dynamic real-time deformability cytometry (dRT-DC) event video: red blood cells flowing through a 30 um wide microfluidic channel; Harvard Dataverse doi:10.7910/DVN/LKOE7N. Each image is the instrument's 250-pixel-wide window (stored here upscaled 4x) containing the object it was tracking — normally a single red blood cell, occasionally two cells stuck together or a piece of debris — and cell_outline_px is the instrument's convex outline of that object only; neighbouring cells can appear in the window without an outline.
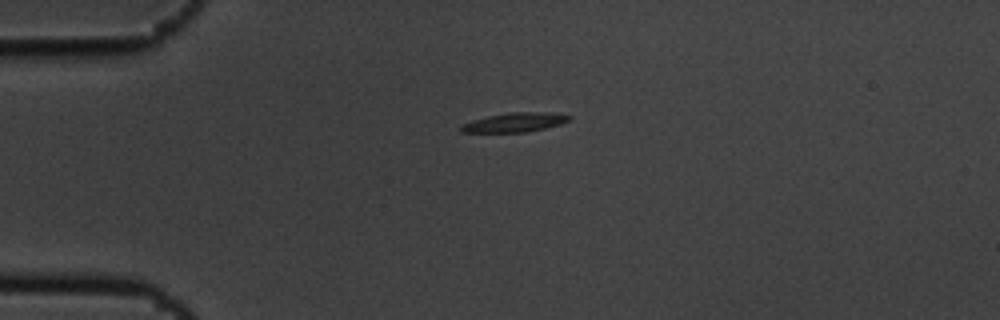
{"species": "common noctule bat (a hibernating species)", "species_latin": "Nyctalus noctula", "temperature_condition": "cold", "stored_images_in_passage": 3, "camera_frame_rate_fps": 3000, "um_per_image_px": 0.085, "animal": {"sex": "male", "body_mass_g": 19.5, "forearm_length_mm": 54.6}, "frame": {"image": 1, "passage_image": 1, "time_ms": 0.0, "image_size_px": [1000, 320], "cell_outline_px": [[572, 120], [560, 124], [544, 128], [524, 132], [460, 132], [460, 124], [472, 120], [488, 116], [508, 112], [556, 112], [572, 116]], "centroid_in_image_um": [43.78, 10.38], "position_along_channel_um": 41.2, "area_um2": 12.25}}
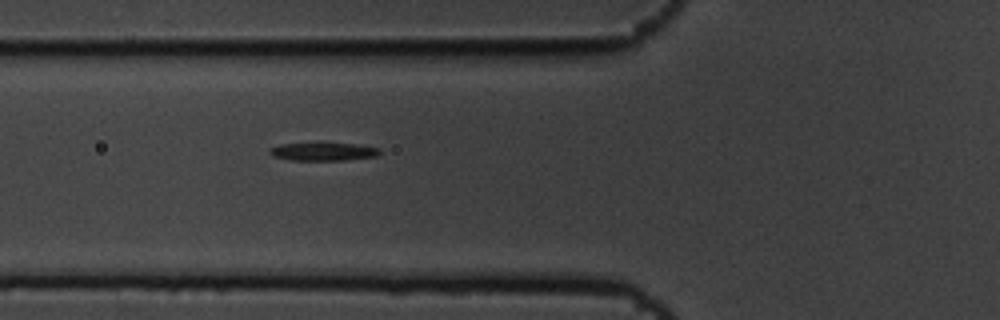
{"frame": {"image": 2, "passage_image": 3, "time_ms": 0.667, "image_size_px": [1000, 320], "cell_outline_px": [[380, 152], [376, 156], [344, 160], [292, 160], [272, 156], [268, 152], [268, 148], [280, 144], [324, 140], [356, 144], [380, 148]], "centroid_in_image_um": [27.42, 12.83], "position_along_channel_um": 98.4, "area_um2": 12.43}}